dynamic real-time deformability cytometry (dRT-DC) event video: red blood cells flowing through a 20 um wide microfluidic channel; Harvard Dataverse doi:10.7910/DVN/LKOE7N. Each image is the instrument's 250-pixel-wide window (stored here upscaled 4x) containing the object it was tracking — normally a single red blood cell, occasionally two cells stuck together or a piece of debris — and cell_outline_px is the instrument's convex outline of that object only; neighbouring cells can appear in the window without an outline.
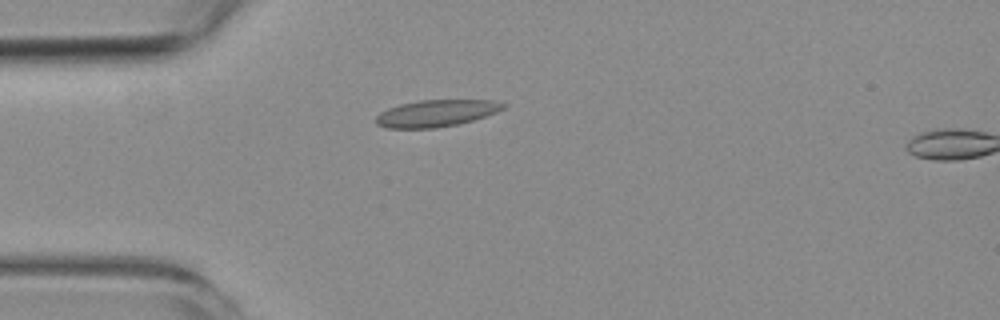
{"species": "common noctule bat (a hibernating species)", "species_latin": "Nyctalus noctula", "temperature_condition": "room temperature", "stored_images_in_passage": 5, "camera_frame_rate_fps": 3000, "um_per_image_px": 0.085, "animal": {"sex": "female", "body_mass_g": 19.3, "forearm_length_mm": 54.1}, "frame": {"image": 1, "passage_image": 4, "time_ms": 3.667, "image_size_px": [1000, 320], "cell_outline_px": [[508, 104], [504, 108], [496, 112], [472, 120], [456, 124], [436, 128], [384, 128], [376, 124], [376, 116], [380, 112], [388, 108], [400, 104], [420, 100], [492, 100]], "centroid_in_image_um": [37.05, 9.62], "position_along_channel_um": 47.9, "area_um2": 19.83}}